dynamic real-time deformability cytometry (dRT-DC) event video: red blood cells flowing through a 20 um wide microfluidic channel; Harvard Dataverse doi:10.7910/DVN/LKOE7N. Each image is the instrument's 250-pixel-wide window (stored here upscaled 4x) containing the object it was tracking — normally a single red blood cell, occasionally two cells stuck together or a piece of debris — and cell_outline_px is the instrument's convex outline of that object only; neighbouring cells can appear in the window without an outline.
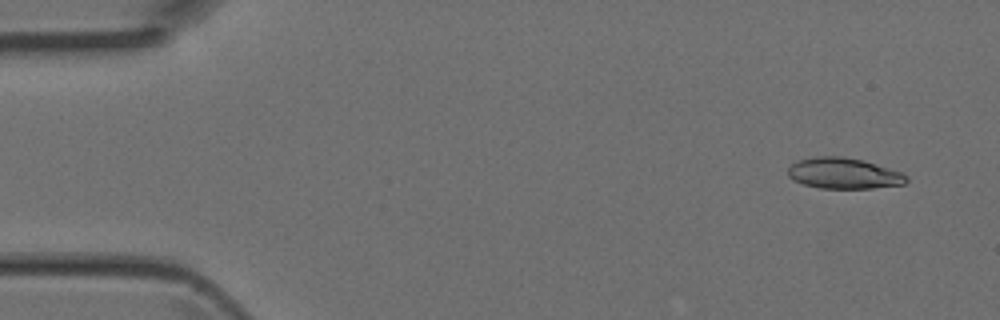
{"species": "Egyptian fruit bat (a non-hibernating species)", "species_latin": "Rousettus aegyptiacus", "temperature_condition": "room temperature", "stored_images_in_passage": 3, "camera_frame_rate_fps": 3000, "um_per_image_px": 0.085, "animal": {"sex": "female"}, "frame": {"image": 1, "passage_image": 1, "time_ms": 0.0, "image_size_px": [1000, 320], "cell_outline_px": [[908, 180], [904, 184], [872, 188], [820, 188], [804, 184], [792, 180], [788, 176], [788, 168], [796, 160], [816, 156], [844, 156], [864, 160], [900, 172], [908, 176]], "centroid_in_image_um": [71.69, 14.72], "position_along_channel_um": 13.3, "area_um2": 21.39}}
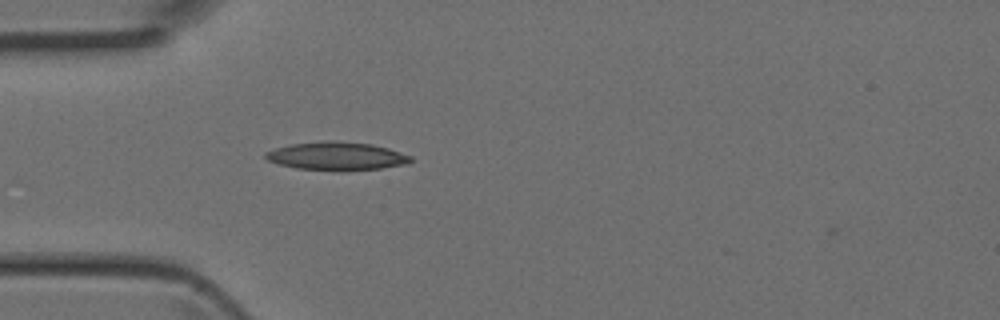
{"frame": {"image": 2, "passage_image": 3, "time_ms": 0.667, "image_size_px": [1000, 320], "cell_outline_px": [[412, 160], [408, 164], [380, 168], [344, 172], [340, 172], [296, 168], [280, 164], [268, 160], [264, 156], [264, 152], [276, 148], [292, 144], [372, 144], [388, 148], [412, 156]], "centroid_in_image_um": [28.66, 13.34], "position_along_channel_um": 56.3, "area_um2": 22.95}}